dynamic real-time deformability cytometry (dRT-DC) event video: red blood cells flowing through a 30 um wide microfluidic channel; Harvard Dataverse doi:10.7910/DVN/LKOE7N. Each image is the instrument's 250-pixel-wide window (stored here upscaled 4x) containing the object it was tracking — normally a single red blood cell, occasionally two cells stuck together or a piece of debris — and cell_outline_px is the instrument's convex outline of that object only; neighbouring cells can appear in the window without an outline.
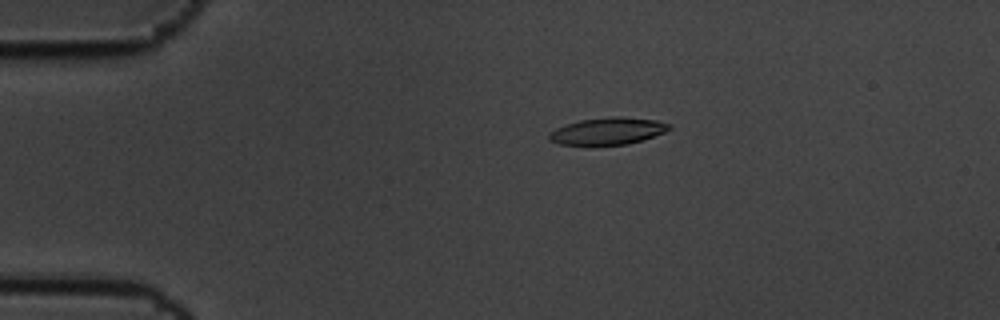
{"species": "common noctule bat (a hibernating species)", "species_latin": "Nyctalus noctula", "temperature_condition": "cold", "stored_images_in_passage": 8, "camera_frame_rate_fps": 3000, "um_per_image_px": 0.085, "animal": {"sex": "male", "body_mass_g": 19.5, "forearm_length_mm": 54.6}, "frame": {"image": 1, "passage_image": 4, "time_ms": 1.0, "image_size_px": [1000, 320], "cell_outline_px": [[672, 128], [664, 132], [628, 144], [560, 144], [548, 140], [548, 132], [556, 128], [580, 120], [612, 116], [620, 116], [656, 120], [672, 124]], "centroid_in_image_um": [51.66, 11.12], "position_along_channel_um": 33.3, "area_um2": 18.67}}
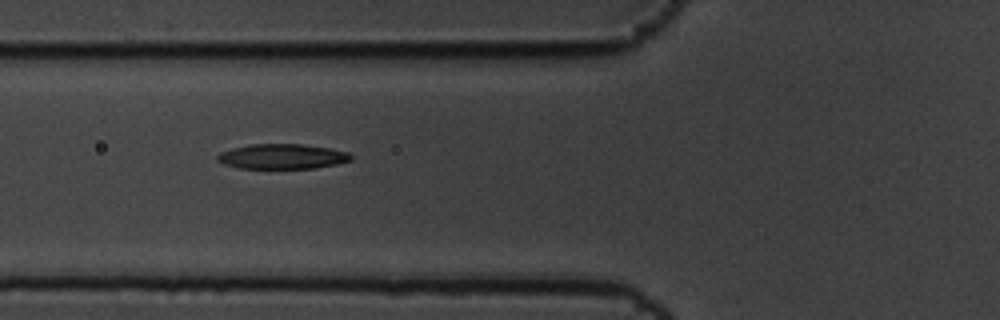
{"frame": {"image": 2, "passage_image": 7, "time_ms": 2.0, "image_size_px": [1000, 320], "cell_outline_px": [[352, 160], [336, 164], [316, 168], [240, 168], [224, 164], [216, 160], [216, 156], [220, 152], [232, 148], [252, 144], [304, 144], [328, 148], [348, 152], [352, 156]], "centroid_in_image_um": [23.98, 13.3], "position_along_channel_um": 101.8, "area_um2": 19.42}}
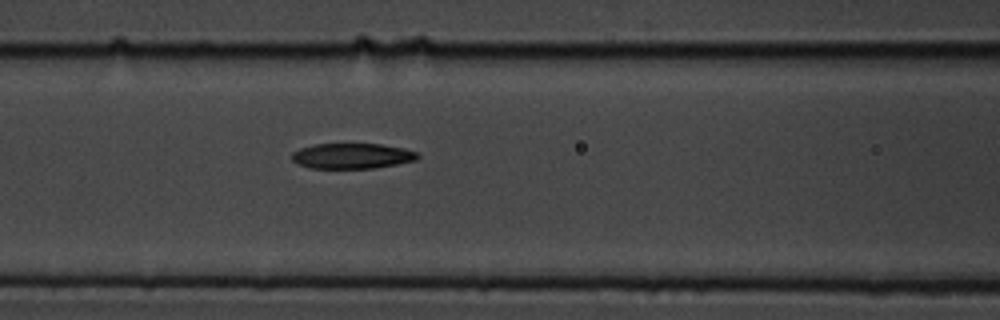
{"frame": {"image": 3, "passage_image": 8, "time_ms": 2.333, "image_size_px": [1000, 320], "cell_outline_px": [[420, 156], [416, 160], [396, 164], [372, 168], [308, 168], [296, 164], [292, 160], [292, 152], [300, 148], [316, 144], [380, 144], [404, 148], [416, 152]], "centroid_in_image_um": [29.89, 13.26], "position_along_channel_um": 136.7, "area_um2": 18.61}}